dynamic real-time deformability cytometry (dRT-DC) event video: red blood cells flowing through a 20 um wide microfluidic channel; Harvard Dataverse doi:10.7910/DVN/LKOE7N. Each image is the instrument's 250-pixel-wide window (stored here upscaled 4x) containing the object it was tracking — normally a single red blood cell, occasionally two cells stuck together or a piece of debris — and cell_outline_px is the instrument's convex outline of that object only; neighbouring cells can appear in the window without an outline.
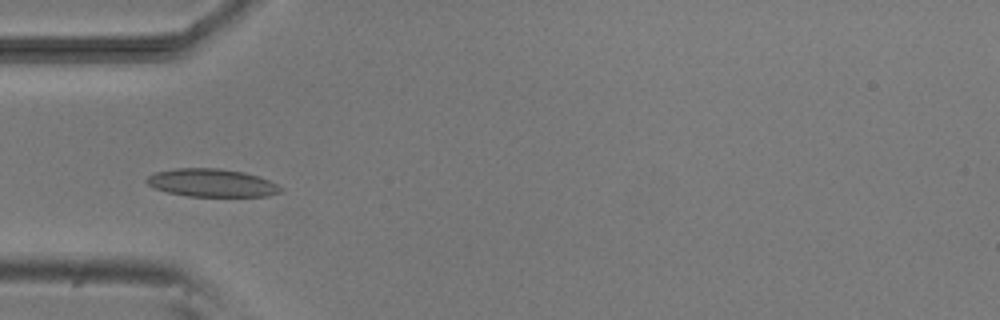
{"species": "common noctule bat (a hibernating species)", "species_latin": "Nyctalus noctula", "temperature_condition": "room temperature", "stored_images_in_passage": 8, "camera_frame_rate_fps": 3000, "um_per_image_px": 0.085, "animal": {"sex": "male", "body_mass_g": 20.5, "forearm_length_mm": 52.5}, "frame": {"image": 1, "passage_image": 4, "time_ms": 4.333, "image_size_px": [1000, 320], "cell_outline_px": [[284, 192], [268, 196], [188, 196], [168, 192], [152, 188], [144, 180], [148, 176], [156, 172], [176, 168], [220, 168], [244, 172], [260, 176], [284, 188]], "centroid_in_image_um": [18.02, 15.54], "position_along_channel_um": 67.0, "area_um2": 22.02}}
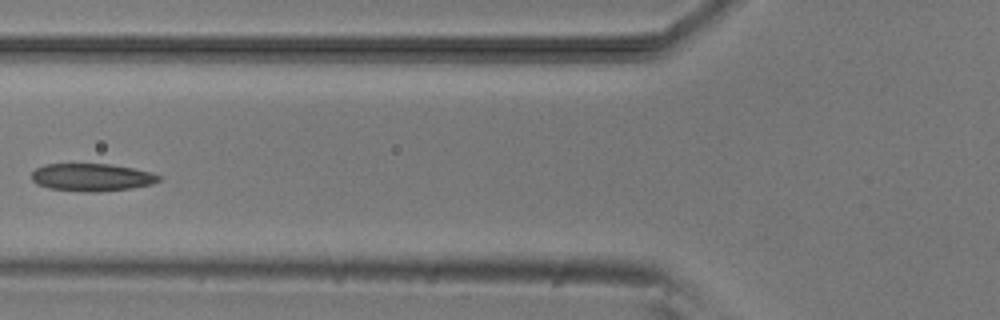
{"frame": {"image": 2, "passage_image": 5, "time_ms": 5.667, "image_size_px": [1000, 320], "cell_outline_px": [[164, 176], [160, 180], [152, 184], [132, 188], [100, 192], [80, 192], [48, 188], [36, 184], [32, 180], [32, 172], [36, 168], [44, 164], [108, 164], [132, 168], [152, 172]], "centroid_in_image_um": [7.81, 15.08], "position_along_channel_um": 118.0, "area_um2": 20.75}}
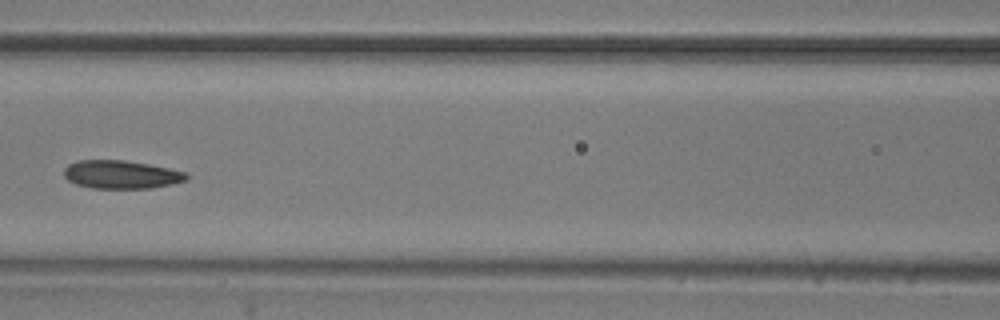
{"frame": {"image": 3, "passage_image": 6, "time_ms": 6.667, "image_size_px": [1000, 320], "cell_outline_px": [[188, 180], [172, 184], [152, 188], [92, 188], [76, 184], [68, 180], [64, 176], [64, 168], [68, 164], [76, 160], [124, 160], [148, 164], [168, 168], [184, 172], [188, 176]], "centroid_in_image_um": [10.28, 14.83], "position_along_channel_um": 156.3, "area_um2": 20.17}}